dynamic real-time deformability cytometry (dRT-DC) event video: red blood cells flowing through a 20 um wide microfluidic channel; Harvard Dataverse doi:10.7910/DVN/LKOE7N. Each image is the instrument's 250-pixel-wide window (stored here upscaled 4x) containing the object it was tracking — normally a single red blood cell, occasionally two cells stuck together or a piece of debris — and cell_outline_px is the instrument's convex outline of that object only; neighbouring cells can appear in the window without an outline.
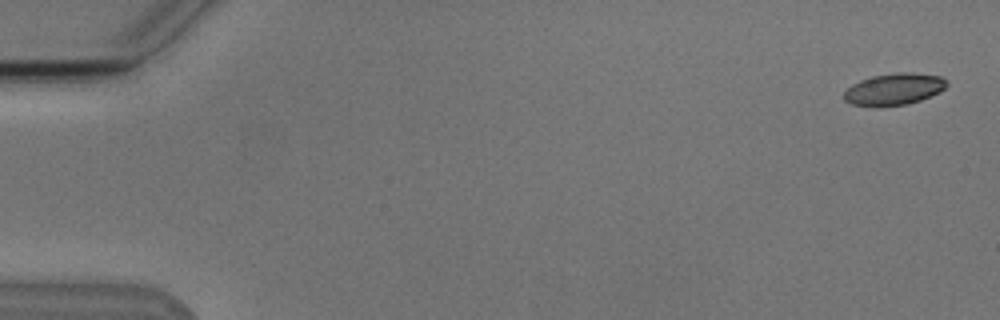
{"species": "Egyptian fruit bat (a non-hibernating species)", "species_latin": "Rousettus aegyptiacus", "temperature_condition": "cold", "stored_images_in_passage": 5, "camera_frame_rate_fps": 3000, "um_per_image_px": 0.085, "animal": {"sex": "male"}, "frame": {"image": 1, "passage_image": 1, "time_ms": 0.0, "image_size_px": [1000, 320], "cell_outline_px": [[948, 84], [940, 92], [920, 100], [908, 104], [852, 104], [844, 100], [844, 92], [852, 84], [860, 80], [872, 76], [896, 72], [912, 72], [940, 76]], "centroid_in_image_um": [76.02, 7.53], "position_along_channel_um": 9.0, "area_um2": 18.44}}
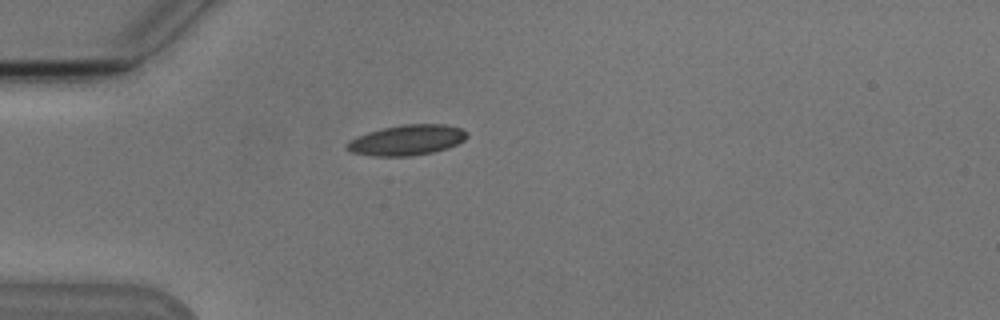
{"frame": {"image": 2, "passage_image": 5, "time_ms": 4.667, "image_size_px": [1000, 320], "cell_outline_px": [[468, 136], [464, 140], [448, 148], [432, 152], [412, 156], [372, 156], [352, 152], [344, 148], [344, 144], [348, 140], [356, 136], [368, 132], [384, 128], [404, 124], [444, 124], [460, 128], [468, 132]], "centroid_in_image_um": [34.55, 11.91], "position_along_channel_um": 50.4, "area_um2": 21.39}}